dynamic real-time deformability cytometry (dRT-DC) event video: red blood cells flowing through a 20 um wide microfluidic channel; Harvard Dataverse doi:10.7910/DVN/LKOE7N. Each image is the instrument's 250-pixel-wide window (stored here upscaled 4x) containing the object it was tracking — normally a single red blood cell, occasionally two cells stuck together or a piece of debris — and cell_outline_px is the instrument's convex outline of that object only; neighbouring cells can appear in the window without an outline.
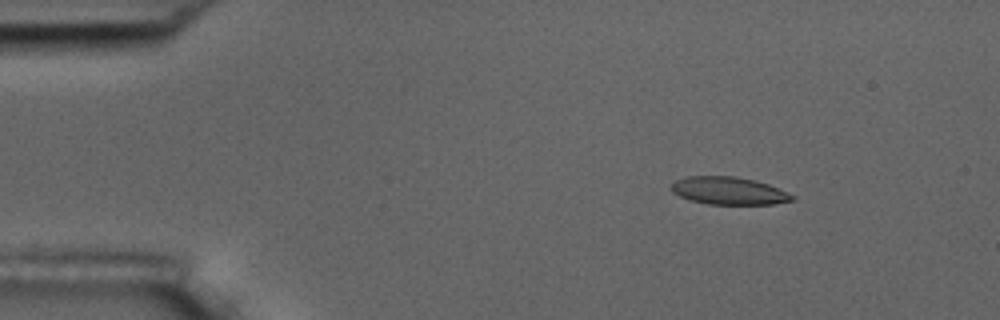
{"species": "common noctule bat (a hibernating species)", "species_latin": "Nyctalus noctula", "temperature_condition": "room temperature", "stored_images_in_passage": 5, "camera_frame_rate_fps": 3000, "um_per_image_px": 0.085, "animal": {"sex": "male", "body_mass_g": 17.5, "forearm_length_mm": 52.3}, "frame": {"image": 1, "passage_image": 3, "time_ms": 2.333, "image_size_px": [1000, 320], "cell_outline_px": [[796, 200], [772, 204], [708, 204], [688, 200], [672, 192], [668, 188], [676, 180], [684, 176], [736, 176], [756, 180], [768, 184], [796, 196]], "centroid_in_image_um": [61.93, 16.21], "position_along_channel_um": 23.1, "area_um2": 19.71}}
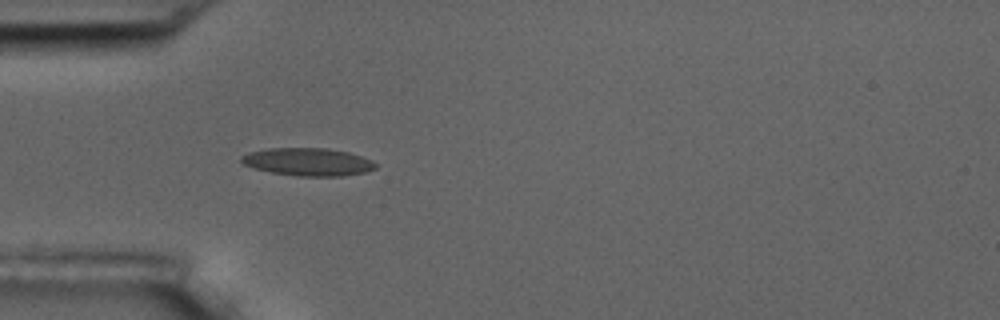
{"frame": {"image": 2, "passage_image": 5, "time_ms": 5.333, "image_size_px": [1000, 320], "cell_outline_px": [[376, 168], [364, 172], [340, 176], [296, 176], [272, 172], [256, 168], [244, 164], [240, 160], [240, 156], [248, 152], [268, 148], [328, 148], [348, 152], [372, 160], [376, 164]], "centroid_in_image_um": [26.16, 13.75], "position_along_channel_um": 58.8, "area_um2": 21.62}}